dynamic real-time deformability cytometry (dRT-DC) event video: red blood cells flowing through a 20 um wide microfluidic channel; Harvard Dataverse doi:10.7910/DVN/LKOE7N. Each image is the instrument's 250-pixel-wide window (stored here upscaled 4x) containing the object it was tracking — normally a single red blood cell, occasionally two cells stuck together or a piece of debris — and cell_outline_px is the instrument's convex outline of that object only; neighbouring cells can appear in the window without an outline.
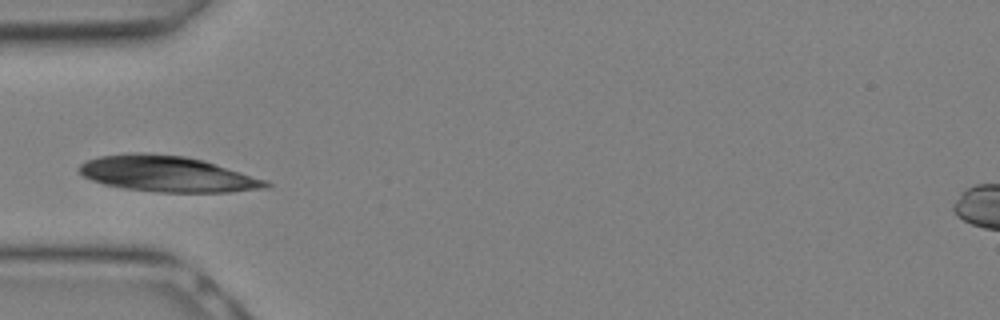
{"species": "Egyptian fruit bat (a non-hibernating species)", "species_latin": "Rousettus aegyptiacus", "temperature_condition": "warm", "stored_images_in_passage": 5, "segment_of_instrument_passage": [2, 2], "camera_frame_rate_fps": 3000, "um_per_image_px": 0.085, "animal": {"sex": "female"}, "frame": {"image": 1, "passage_image": 4, "time_ms": 1.0, "image_size_px": [1000, 320], "cell_outline_px": [[260, 184], [240, 188], [200, 188], [124, 184], [100, 180], [84, 172], [84, 168], [88, 164], [96, 160], [116, 156], [172, 156], [196, 160], [208, 164], [252, 180]], "centroid_in_image_um": [13.99, 14.67], "position_along_channel_um": 71.0, "area_um2": 28.5}}